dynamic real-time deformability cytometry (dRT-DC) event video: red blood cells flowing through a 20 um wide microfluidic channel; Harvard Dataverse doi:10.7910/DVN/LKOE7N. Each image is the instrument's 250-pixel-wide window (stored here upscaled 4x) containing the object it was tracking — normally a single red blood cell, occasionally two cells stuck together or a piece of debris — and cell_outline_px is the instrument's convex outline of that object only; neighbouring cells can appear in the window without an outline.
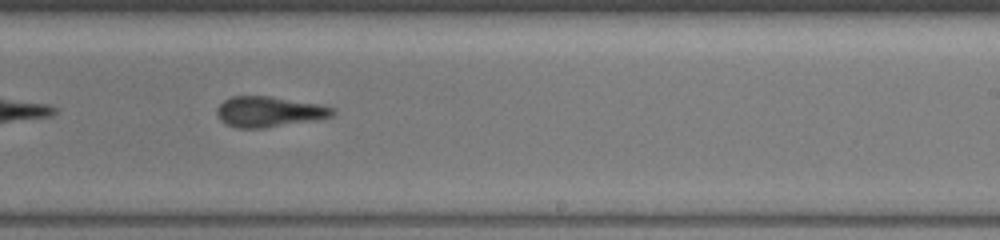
{"species": "common noctule bat (a hibernating species)", "species_latin": "Nyctalus noctula", "temperature_condition": "warm", "stored_images_in_passage": 34, "camera_frame_rate_fps": 3000, "um_per_image_px": 0.085, "animal": {"sex": "female", "body_mass_g": 19.5, "forearm_length_mm": 54.1}, "frame": {"image": 1, "passage_image": 20, "time_ms": 6.333, "image_size_px": [1000, 240], "cell_outline_px": [[336, 112], [332, 116], [320, 120], [264, 128], [236, 128], [224, 124], [220, 120], [216, 112], [216, 108], [224, 100], [232, 96], [272, 96], [320, 104], [336, 108]], "centroid_in_image_um": [22.9, 9.5], "position_along_channel_um": 266.1, "area_um2": 21.04}}